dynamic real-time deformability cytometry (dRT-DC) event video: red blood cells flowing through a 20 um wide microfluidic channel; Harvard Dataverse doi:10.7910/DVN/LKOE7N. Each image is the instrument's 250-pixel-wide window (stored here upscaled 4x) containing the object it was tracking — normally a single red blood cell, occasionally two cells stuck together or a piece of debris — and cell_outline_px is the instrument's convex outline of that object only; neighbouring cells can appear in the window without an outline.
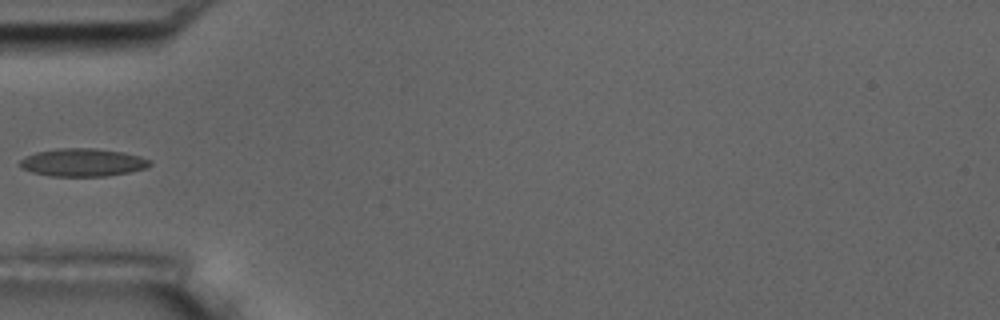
{"species": "common noctule bat (a hibernating species)", "species_latin": "Nyctalus noctula", "temperature_condition": "room temperature", "stored_images_in_passage": 7, "camera_frame_rate_fps": 3000, "um_per_image_px": 0.085, "animal": {"sex": "male", "body_mass_g": 17.5, "forearm_length_mm": 52.3}, "frame": {"image": 1, "passage_image": 6, "time_ms": 6.0, "image_size_px": [1000, 320], "cell_outline_px": [[152, 164], [148, 168], [128, 172], [104, 176], [48, 176], [32, 172], [24, 168], [20, 164], [20, 160], [36, 152], [56, 148], [96, 148], [124, 152], [140, 156], [148, 160]], "centroid_in_image_um": [7.06, 13.8], "position_along_channel_um": 77.9, "area_um2": 21.04}}